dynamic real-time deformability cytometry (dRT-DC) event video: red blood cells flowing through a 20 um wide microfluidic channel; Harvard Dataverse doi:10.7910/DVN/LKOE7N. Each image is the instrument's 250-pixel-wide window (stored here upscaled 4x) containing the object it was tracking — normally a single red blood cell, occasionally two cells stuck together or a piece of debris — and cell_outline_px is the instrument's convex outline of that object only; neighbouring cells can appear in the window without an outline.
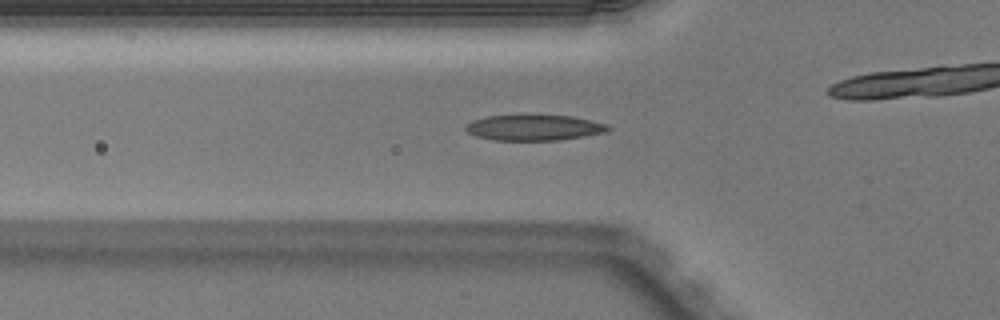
{"species": "Egyptian fruit bat (a non-hibernating species)", "species_latin": "Rousettus aegyptiacus", "temperature_condition": "warm", "stored_images_in_passage": 43, "camera_frame_rate_fps": 3000, "um_per_image_px": 0.085, "animal": {"sex": "male"}, "frame": {"image": 1, "passage_image": 17, "time_ms": 5.333, "image_size_px": [1000, 320], "cell_outline_px": [[612, 128], [604, 132], [584, 136], [560, 140], [492, 140], [476, 136], [468, 132], [464, 128], [472, 120], [488, 116], [572, 116], [592, 120], [608, 124]], "centroid_in_image_um": [45.42, 10.86], "position_along_channel_um": 80.4, "area_um2": 21.04}}
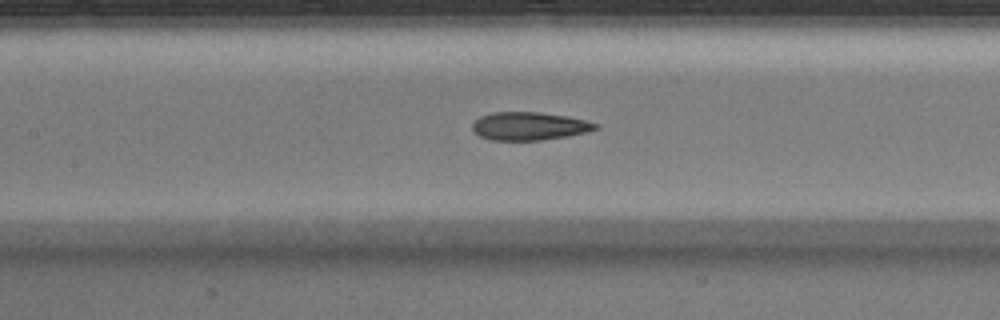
{"frame": {"image": 2, "passage_image": 23, "time_ms": 7.333, "image_size_px": [1000, 320], "cell_outline_px": [[600, 128], [588, 132], [568, 136], [540, 140], [492, 140], [480, 136], [472, 128], [472, 124], [480, 116], [492, 112], [540, 112], [568, 116], [600, 124]], "centroid_in_image_um": [45.03, 10.71], "position_along_channel_um": 162.4, "area_um2": 20.23}}
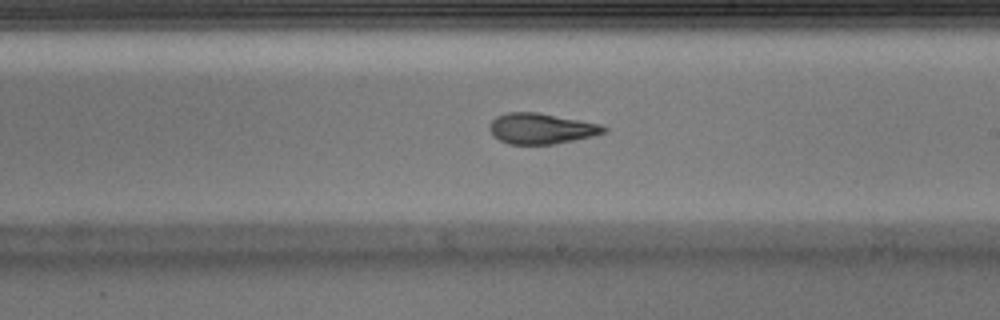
{"frame": {"image": 3, "passage_image": 29, "time_ms": 9.333, "image_size_px": [1000, 320], "cell_outline_px": [[608, 132], [592, 136], [552, 144], [508, 144], [500, 140], [488, 128], [488, 124], [496, 116], [508, 112], [536, 112], [580, 120], [600, 124], [608, 128]], "centroid_in_image_um": [46.0, 10.92], "position_along_channel_um": 243.0, "area_um2": 20.29}}